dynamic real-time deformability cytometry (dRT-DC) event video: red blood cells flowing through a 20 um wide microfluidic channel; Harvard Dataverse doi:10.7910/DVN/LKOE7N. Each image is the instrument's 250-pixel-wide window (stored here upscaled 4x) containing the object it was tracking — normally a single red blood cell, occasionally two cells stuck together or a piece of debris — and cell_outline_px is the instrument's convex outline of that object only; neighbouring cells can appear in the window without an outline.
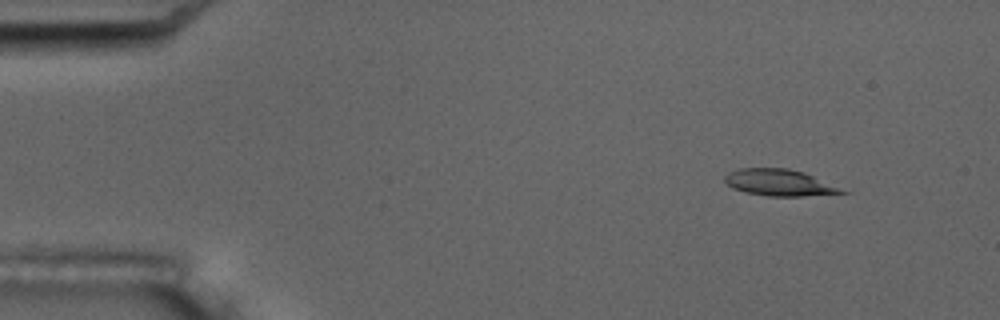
{"species": "common noctule bat (a hibernating species)", "species_latin": "Nyctalus noctula", "temperature_condition": "room temperature", "stored_images_in_passage": 4, "camera_frame_rate_fps": 3000, "um_per_image_px": 0.085, "animal": {"sex": "male", "body_mass_g": 17.5, "forearm_length_mm": 52.3}, "frame": {"image": 1, "passage_image": 1, "time_ms": 0.0, "image_size_px": [1000, 320], "cell_outline_px": [[848, 192], [804, 196], [768, 196], [744, 192], [732, 188], [724, 180], [724, 176], [728, 172], [740, 168], [788, 168], [804, 172]], "centroid_in_image_um": [66.16, 15.51], "position_along_channel_um": 18.8, "area_um2": 17.86}}